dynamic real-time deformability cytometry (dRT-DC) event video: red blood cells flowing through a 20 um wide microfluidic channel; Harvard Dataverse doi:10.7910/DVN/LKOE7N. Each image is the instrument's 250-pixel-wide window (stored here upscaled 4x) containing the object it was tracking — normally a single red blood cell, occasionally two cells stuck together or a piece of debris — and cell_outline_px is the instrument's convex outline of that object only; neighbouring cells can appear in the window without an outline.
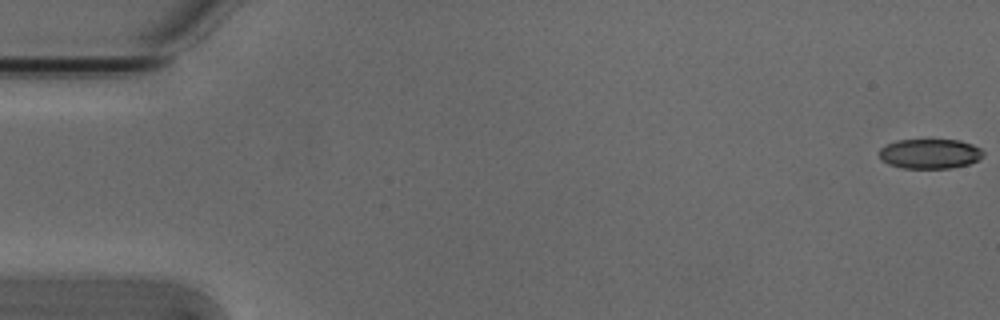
{"species": "Egyptian fruit bat (a non-hibernating species)", "species_latin": "Rousettus aegyptiacus", "temperature_condition": "cold", "stored_images_in_passage": 48, "camera_frame_rate_fps": 3000, "um_per_image_px": 0.085, "animal": {"sex": "male"}, "frame": {"image": 1, "passage_image": 1, "time_ms": 0.0, "image_size_px": [1000, 320], "cell_outline_px": [[984, 156], [968, 164], [948, 168], [904, 168], [888, 164], [880, 160], [880, 148], [896, 140], [960, 140], [972, 144], [980, 148], [984, 152]], "centroid_in_image_um": [79.03, 13.06], "position_along_channel_um": 6.0, "area_um2": 17.98}}
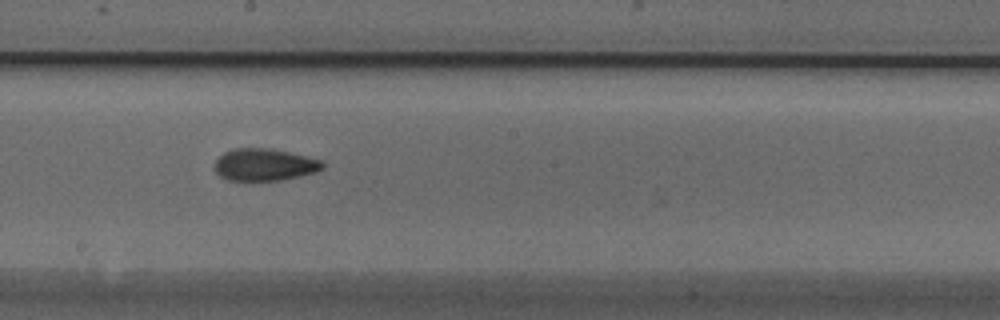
{"frame": {"image": 2, "passage_image": 30, "time_ms": 9.667, "image_size_px": [1000, 320], "cell_outline_px": [[324, 168], [316, 172], [300, 176], [280, 180], [228, 180], [220, 176], [216, 172], [216, 160], [224, 152], [232, 148], [272, 148], [292, 152], [320, 160], [324, 164]], "centroid_in_image_um": [22.5, 13.98], "position_along_channel_um": 225.7, "area_um2": 20.23}}
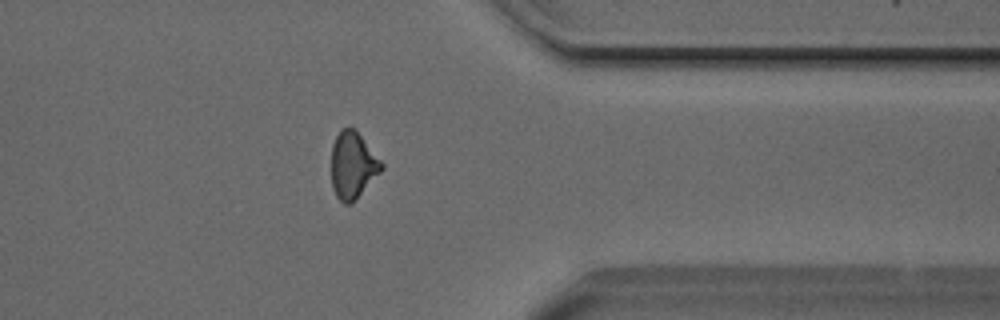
{"frame": {"image": 3, "passage_image": 43, "time_ms": 14.0, "image_size_px": [1000, 320], "cell_outline_px": [[384, 168], [356, 200], [352, 204], [344, 204], [336, 196], [332, 188], [332, 144], [340, 128], [356, 128], [384, 164]], "centroid_in_image_um": [30.0, 14.04], "position_along_channel_um": 381.4, "area_um2": 19.77}}